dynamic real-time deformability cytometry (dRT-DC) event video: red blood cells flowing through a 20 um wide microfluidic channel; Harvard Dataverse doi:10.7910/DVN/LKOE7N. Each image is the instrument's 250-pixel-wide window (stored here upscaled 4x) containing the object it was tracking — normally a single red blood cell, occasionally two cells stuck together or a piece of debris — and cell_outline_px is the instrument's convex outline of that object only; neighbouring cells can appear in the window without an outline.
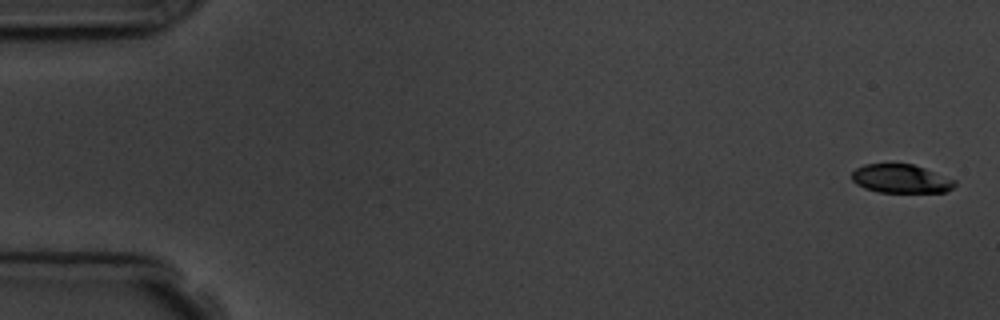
{"species": "common noctule bat (a hibernating species)", "species_latin": "Nyctalus noctula", "temperature_condition": "room temperature", "stored_images_in_passage": 6, "segment_of_instrument_passage": [2, 2], "camera_frame_rate_fps": 3000, "um_per_image_px": 0.085, "animal": {"sex": "male", "body_mass_g": 19.5, "forearm_length_mm": 54.6}, "frame": {"image": 1, "passage_image": 6, "time_ms": 6.333, "image_size_px": [1000, 320], "cell_outline_px": [[956, 184], [952, 188], [944, 192], [880, 192], [864, 188], [856, 184], [852, 180], [852, 172], [856, 168], [864, 164], [912, 164], [924, 168], [956, 180]], "centroid_in_image_um": [76.56, 15.19], "position_along_channel_um": 8.4, "area_um2": 17.11}}